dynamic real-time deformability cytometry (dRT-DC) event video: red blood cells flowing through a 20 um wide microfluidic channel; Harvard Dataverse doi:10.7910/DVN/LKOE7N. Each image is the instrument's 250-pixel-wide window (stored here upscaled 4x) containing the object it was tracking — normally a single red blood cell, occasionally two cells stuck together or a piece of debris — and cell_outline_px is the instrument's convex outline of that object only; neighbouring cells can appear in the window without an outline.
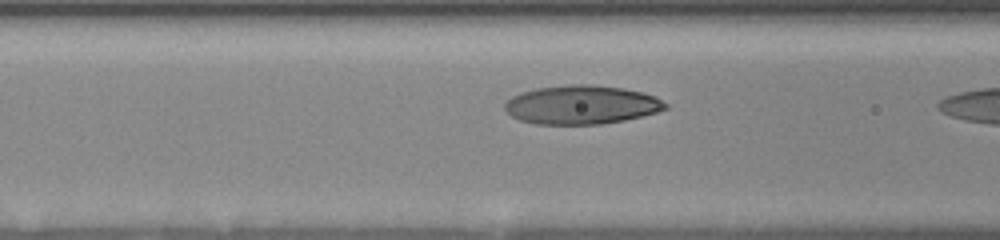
{"species": "human", "species_latin": "Homo sapiens", "temperature_condition": "room temperature", "stored_images_in_passage": 11, "camera_frame_rate_fps": 3000, "um_per_image_px": 0.085, "donor": {"sex": "female"}, "frame": {"image": 1, "passage_image": 10, "time_ms": 4.0, "image_size_px": [1000, 240], "cell_outline_px": [[668, 108], [656, 112], [624, 120], [600, 124], [536, 124], [520, 120], [512, 116], [504, 108], [504, 104], [512, 96], [520, 92], [536, 88], [572, 84], [592, 84], [624, 88], [644, 92], [656, 96], [668, 104]], "centroid_in_image_um": [49.44, 8.89], "position_along_channel_um": 117.2, "area_um2": 36.41}}